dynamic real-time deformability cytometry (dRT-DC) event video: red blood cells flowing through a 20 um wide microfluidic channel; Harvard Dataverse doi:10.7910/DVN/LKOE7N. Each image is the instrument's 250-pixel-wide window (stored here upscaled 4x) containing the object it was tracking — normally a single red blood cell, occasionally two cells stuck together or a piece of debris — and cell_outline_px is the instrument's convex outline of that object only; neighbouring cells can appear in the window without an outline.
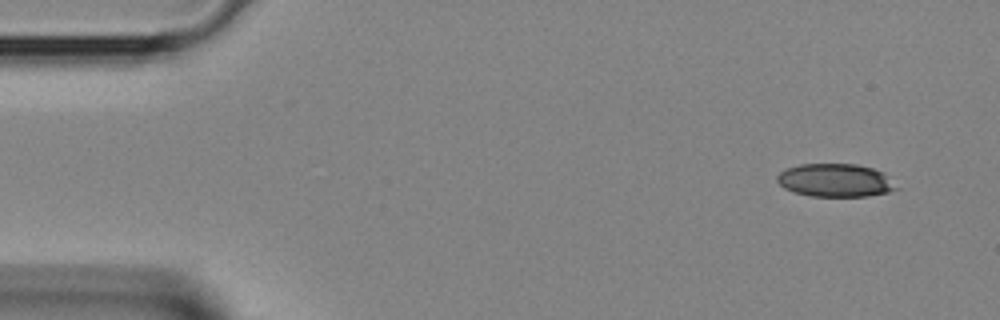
{"species": "Egyptian fruit bat (a non-hibernating species)", "species_latin": "Rousettus aegyptiacus", "temperature_condition": "room temperature", "stored_images_in_passage": 4, "segment_of_instrument_passage": [1, 2], "camera_frame_rate_fps": 3000, "um_per_image_px": 0.085, "animal": {"sex": "female"}, "frame": {"image": 1, "passage_image": 1, "time_ms": 0.0, "image_size_px": [1000, 320], "cell_outline_px": [[900, 188], [888, 192], [868, 196], [812, 196], [796, 192], [784, 188], [776, 180], [776, 176], [780, 172], [788, 168], [800, 164], [856, 164], [872, 168], [884, 172]], "centroid_in_image_um": [71.03, 15.32], "position_along_channel_um": 14.0, "area_um2": 23.0}}
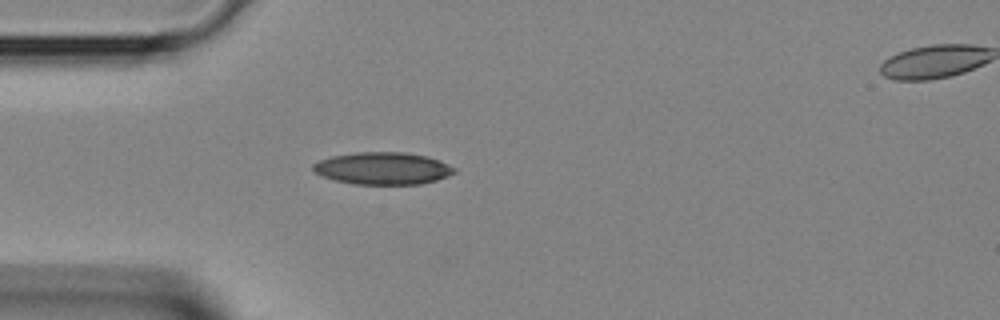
{"frame": {"image": 2, "passage_image": 3, "time_ms": 0.667, "image_size_px": [1000, 320], "cell_outline_px": [[456, 172], [448, 176], [436, 180], [420, 184], [352, 184], [320, 176], [312, 172], [312, 164], [320, 160], [332, 156], [356, 152], [404, 152], [428, 156], [440, 160], [456, 168]], "centroid_in_image_um": [32.53, 14.31], "position_along_channel_um": 52.5, "area_um2": 26.76}}